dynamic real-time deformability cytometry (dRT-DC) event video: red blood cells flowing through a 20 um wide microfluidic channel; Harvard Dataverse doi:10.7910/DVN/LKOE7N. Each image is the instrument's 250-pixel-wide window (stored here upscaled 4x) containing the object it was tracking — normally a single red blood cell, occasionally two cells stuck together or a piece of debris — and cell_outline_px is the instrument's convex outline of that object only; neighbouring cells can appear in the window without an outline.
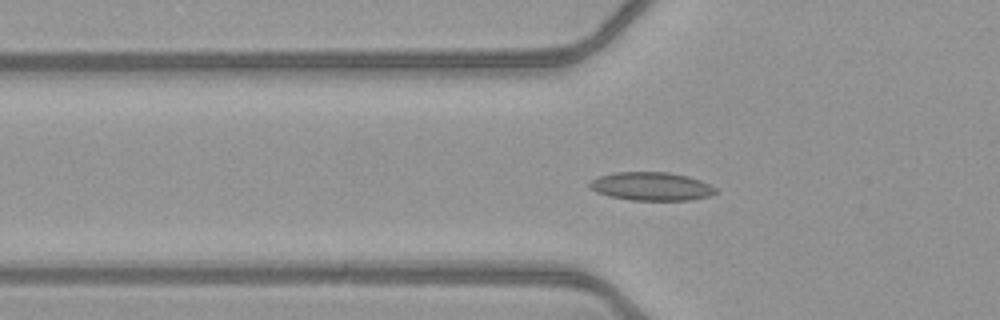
{"species": "common noctule bat (a hibernating species)", "species_latin": "Nyctalus noctula", "temperature_condition": "warm", "stored_images_in_passage": 53, "segment_of_instrument_passage": [1, 2], "camera_frame_rate_fps": 3000, "um_per_image_px": 0.085, "animal": {"sex": "female", "body_mass_g": 21.9}, "frame": {"image": 1, "passage_image": 19, "time_ms": 6.0, "image_size_px": [1000, 320], "cell_outline_px": [[716, 192], [708, 196], [692, 200], [632, 200], [608, 196], [596, 192], [588, 188], [588, 184], [592, 180], [600, 176], [616, 172], [668, 172], [688, 176], [700, 180], [716, 188]], "centroid_in_image_um": [55.34, 15.84], "position_along_channel_um": 70.5, "area_um2": 20.81}}
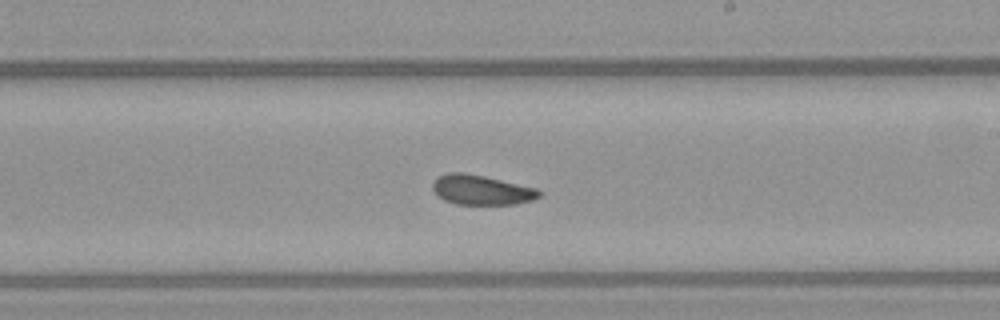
{"frame": {"image": 2, "passage_image": 32, "time_ms": 10.333, "image_size_px": [1000, 320], "cell_outline_px": [[544, 192], [540, 196], [532, 200], [516, 204], [456, 204], [444, 200], [432, 188], [432, 184], [440, 176], [448, 172], [464, 172], [484, 176], [536, 188]], "centroid_in_image_um": [40.95, 16.14], "position_along_channel_um": 248.0, "area_um2": 18.32}}
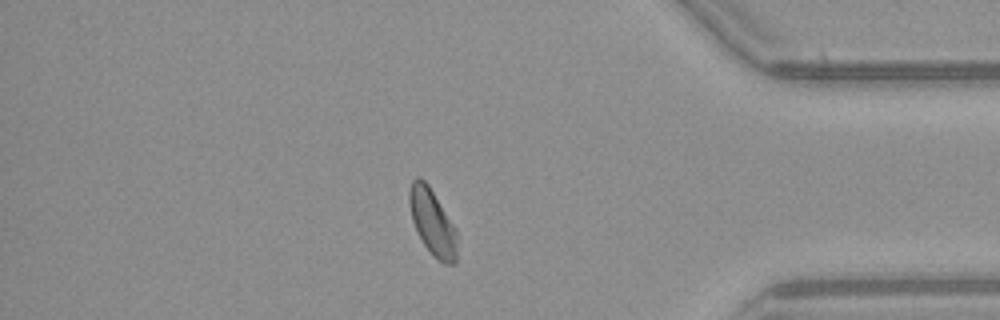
{"frame": {"image": 3, "passage_image": 45, "time_ms": 14.667, "image_size_px": [1000, 320], "cell_outline_px": [[456, 264], [444, 264], [432, 256], [416, 232], [412, 220], [408, 204], [408, 192], [412, 180], [416, 176], [420, 176], [428, 184], [456, 228]], "centroid_in_image_um": [36.73, 18.88], "position_along_channel_um": 398.5, "area_um2": 18.61}}